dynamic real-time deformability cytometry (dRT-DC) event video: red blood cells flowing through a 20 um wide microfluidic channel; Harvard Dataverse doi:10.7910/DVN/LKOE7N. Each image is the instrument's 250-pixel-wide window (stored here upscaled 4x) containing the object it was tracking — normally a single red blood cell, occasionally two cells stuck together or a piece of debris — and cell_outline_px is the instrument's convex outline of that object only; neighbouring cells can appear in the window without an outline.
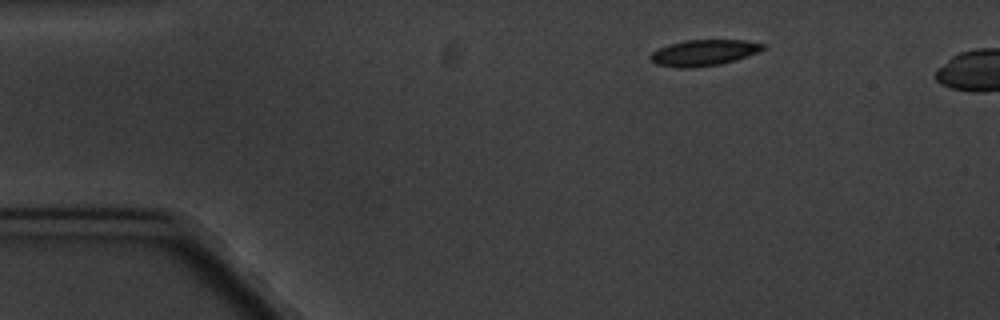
{"species": "common noctule bat (a hibernating species)", "species_latin": "Nyctalus noctula", "temperature_condition": "cold", "stored_images_in_passage": 4, "camera_frame_rate_fps": 3000, "um_per_image_px": 0.085, "animal": {"sex": "male", "body_mass_g": 20.1, "forearm_length_mm": 53.5}, "frame": {"image": 1, "passage_image": 1, "time_ms": 0.0, "image_size_px": [1000, 320], "cell_outline_px": [[764, 48], [756, 52], [736, 60], [720, 64], [692, 68], [680, 68], [656, 64], [648, 60], [648, 56], [652, 52], [668, 44], [684, 40], [744, 40], [764, 44]], "centroid_in_image_um": [59.75, 4.48], "position_along_channel_um": 25.3, "area_um2": 17.05}}